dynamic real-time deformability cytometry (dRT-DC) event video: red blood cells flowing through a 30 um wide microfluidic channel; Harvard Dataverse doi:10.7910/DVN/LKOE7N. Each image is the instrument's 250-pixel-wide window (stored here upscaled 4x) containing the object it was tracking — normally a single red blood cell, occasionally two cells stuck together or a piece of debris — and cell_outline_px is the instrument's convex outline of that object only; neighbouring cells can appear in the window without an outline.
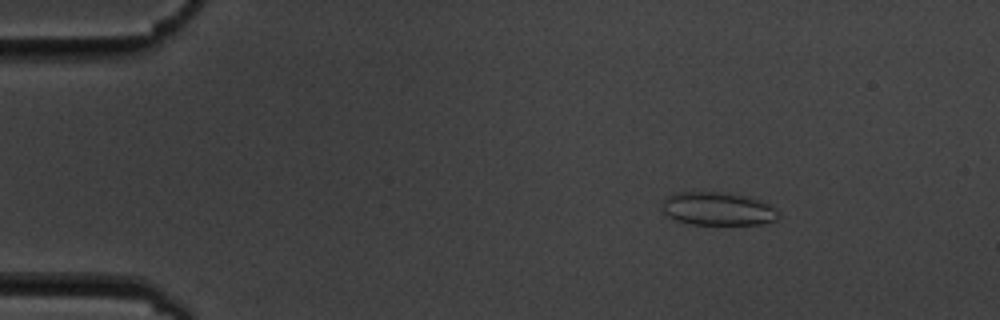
{"species": "common noctule bat (a hibernating species)", "species_latin": "Nyctalus noctula", "temperature_condition": "cold", "stored_images_in_passage": 7, "camera_frame_rate_fps": 3000, "um_per_image_px": 0.085, "animal": {"sex": "male", "body_mass_g": 19.5, "forearm_length_mm": 54.6}, "frame": {"image": 1, "passage_image": 2, "time_ms": 2.333, "image_size_px": [1000, 320], "cell_outline_px": [[780, 216], [776, 220], [764, 224], [688, 224], [676, 220], [668, 216], [664, 212], [664, 200], [668, 196], [676, 192], [720, 192], [744, 196], [760, 200], [772, 204], [776, 208]], "centroid_in_image_um": [61.07, 17.75], "position_along_channel_um": 23.9, "area_um2": 22.48}}
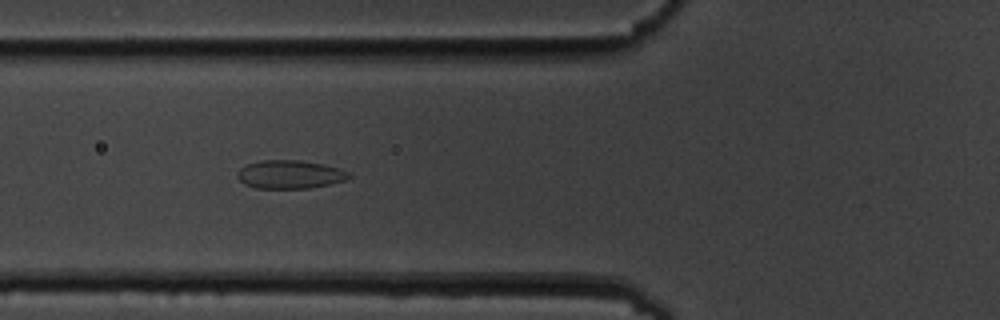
{"frame": {"image": 2, "passage_image": 6, "time_ms": 6.667, "image_size_px": [1000, 320], "cell_outline_px": [[352, 176], [348, 180], [308, 188], [256, 188], [244, 184], [236, 176], [236, 172], [244, 164], [260, 160], [300, 160], [324, 164], [340, 168], [348, 172]], "centroid_in_image_um": [24.62, 14.81], "position_along_channel_um": 101.2, "area_um2": 18.67}}
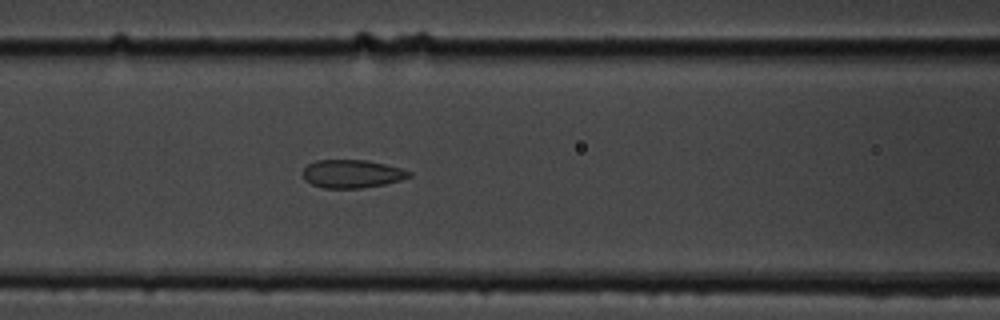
{"frame": {"image": 3, "passage_image": 7, "time_ms": 7.667, "image_size_px": [1000, 320], "cell_outline_px": [[412, 176], [400, 180], [384, 184], [360, 188], [324, 188], [312, 184], [304, 180], [304, 168], [308, 164], [316, 160], [368, 160], [400, 168], [412, 172]], "centroid_in_image_um": [29.92, 14.77], "position_along_channel_um": 136.7, "area_um2": 17.34}}